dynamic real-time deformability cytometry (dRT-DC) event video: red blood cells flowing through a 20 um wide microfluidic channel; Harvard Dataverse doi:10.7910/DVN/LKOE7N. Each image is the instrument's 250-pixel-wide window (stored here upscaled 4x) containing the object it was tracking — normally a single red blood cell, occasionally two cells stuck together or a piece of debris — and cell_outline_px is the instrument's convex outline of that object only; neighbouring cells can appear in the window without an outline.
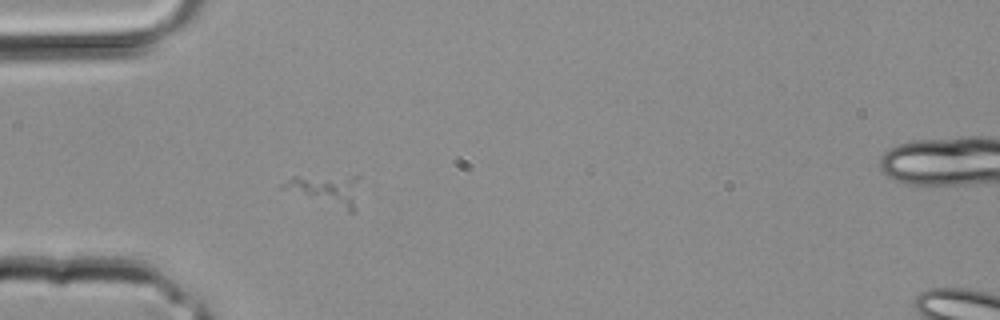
{"species": "common noctule bat (a hibernating species)", "species_latin": "Nyctalus noctula", "temperature_condition": "room temperature", "stored_images_in_passage": 2, "camera_frame_rate_fps": 3000, "um_per_image_px": 0.085, "animal": {"sex": "male", "body_mass_g": 20.4}, "frame": {"image": 1, "passage_image": 1, "time_ms": 0.0, "image_size_px": [1000, 320], "cell_outline_px": [[360, 176], [356, 208], [352, 212], [348, 212], [280, 188], [292, 176]], "centroid_in_image_um": [27.8, 16.14], "position_along_channel_um": 57.2, "area_um2": 13.76}}